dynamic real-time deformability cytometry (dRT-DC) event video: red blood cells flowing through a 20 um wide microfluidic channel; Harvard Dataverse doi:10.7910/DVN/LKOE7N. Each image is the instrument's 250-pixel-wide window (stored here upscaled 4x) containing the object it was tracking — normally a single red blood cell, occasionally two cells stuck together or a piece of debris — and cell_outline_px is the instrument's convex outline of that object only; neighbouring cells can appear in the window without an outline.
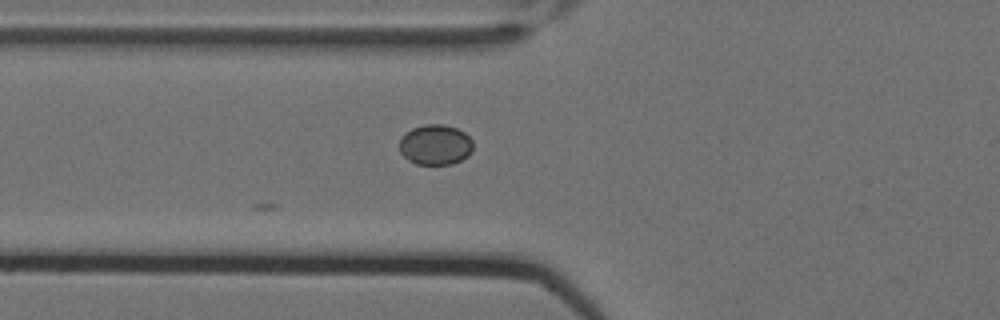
{"species": "Egyptian fruit bat (a non-hibernating species)", "species_latin": "Rousettus aegyptiacus", "temperature_condition": "cold", "stored_images_in_passage": 2, "camera_frame_rate_fps": 3000, "um_per_image_px": 0.085, "animal": {"sex": "female"}, "frame": {"image": 1, "passage_image": 2, "time_ms": 0.333, "image_size_px": [1000, 320], "cell_outline_px": [[472, 152], [468, 156], [452, 164], [416, 164], [408, 160], [400, 152], [400, 140], [412, 128], [424, 124], [444, 124], [456, 128], [464, 132], [472, 140]], "centroid_in_image_um": [37.02, 12.3], "position_along_channel_um": 88.8, "area_um2": 17.22}}